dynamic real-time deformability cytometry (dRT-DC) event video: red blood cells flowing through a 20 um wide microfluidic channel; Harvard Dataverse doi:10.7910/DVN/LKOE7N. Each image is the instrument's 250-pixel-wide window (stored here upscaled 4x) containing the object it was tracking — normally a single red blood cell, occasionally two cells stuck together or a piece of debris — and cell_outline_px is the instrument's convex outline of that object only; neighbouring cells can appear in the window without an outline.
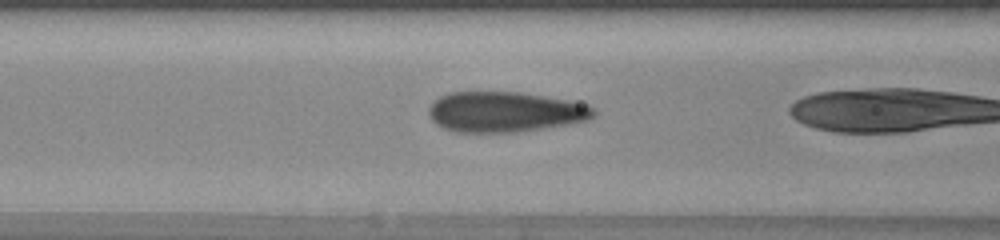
{"species": "human", "species_latin": "Homo sapiens", "temperature_condition": "warm", "stored_images_in_passage": 21, "camera_frame_rate_fps": 3000, "um_per_image_px": 0.085, "donor": {"sex": "female"}, "frame": {"image": 1, "passage_image": 19, "time_ms": 6.0, "image_size_px": [1000, 240], "cell_outline_px": [[596, 116], [588, 120], [568, 124], [520, 132], [456, 132], [444, 128], [436, 124], [432, 120], [428, 112], [428, 108], [440, 96], [448, 92], [520, 92], [544, 96], [588, 104], [596, 108]], "centroid_in_image_um": [42.95, 9.51], "position_along_channel_um": 123.7, "area_um2": 38.96}}